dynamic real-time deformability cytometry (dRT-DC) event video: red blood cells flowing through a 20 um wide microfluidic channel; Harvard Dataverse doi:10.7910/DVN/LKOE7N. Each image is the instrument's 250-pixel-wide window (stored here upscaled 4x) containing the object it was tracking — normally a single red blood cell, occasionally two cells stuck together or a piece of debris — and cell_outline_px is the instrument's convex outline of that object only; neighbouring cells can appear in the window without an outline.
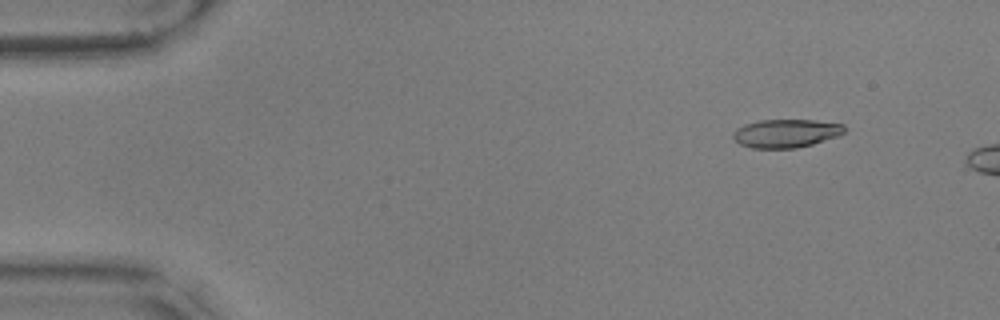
{"species": "common noctule bat (a hibernating species)", "species_latin": "Nyctalus noctula", "temperature_condition": "warm", "stored_images_in_passage": 48, "camera_frame_rate_fps": 3000, "um_per_image_px": 0.085, "animal": {"sex": "male", "body_mass_g": 17.9, "forearm_length_mm": 54.2}, "frame": {"image": 1, "passage_image": 1, "time_ms": 0.0, "image_size_px": [1000, 320], "cell_outline_px": [[844, 132], [840, 136], [812, 144], [796, 148], [752, 148], [740, 144], [732, 136], [732, 132], [736, 128], [744, 124], [760, 120], [816, 120], [844, 124]], "centroid_in_image_um": [66.81, 11.33], "position_along_channel_um": 18.2, "area_um2": 18.5}}
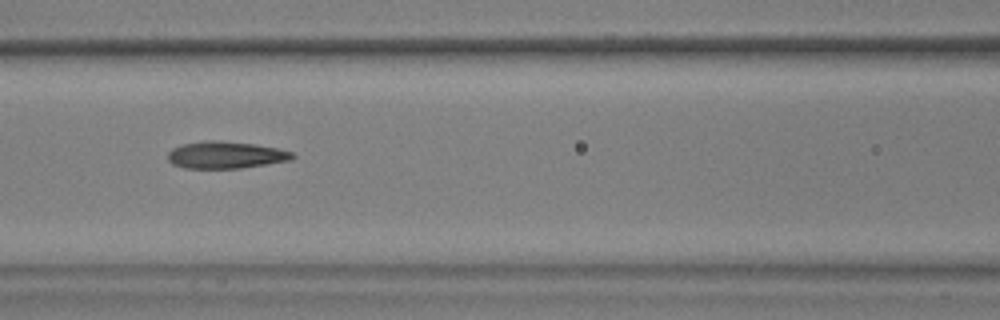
{"frame": {"image": 2, "passage_image": 20, "time_ms": 6.333, "image_size_px": [1000, 320], "cell_outline_px": [[296, 156], [288, 160], [240, 168], [184, 168], [172, 164], [168, 160], [168, 152], [172, 148], [180, 144], [204, 140], [216, 140], [256, 144], [276, 148], [292, 152]], "centroid_in_image_um": [19.11, 13.16], "position_along_channel_um": 147.5, "area_um2": 19.59}}
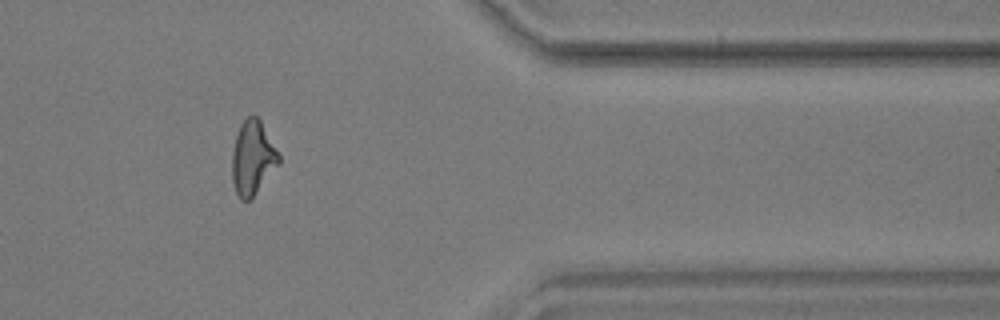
{"frame": {"image": 3, "passage_image": 42, "time_ms": 13.667, "image_size_px": [1000, 320], "cell_outline_px": [[280, 164], [252, 196], [248, 200], [240, 200], [236, 192], [232, 180], [232, 152], [236, 136], [240, 124], [248, 116], [256, 116], [260, 120], [280, 156]], "centroid_in_image_um": [21.46, 13.42], "position_along_channel_um": 389.9, "area_um2": 19.83}}